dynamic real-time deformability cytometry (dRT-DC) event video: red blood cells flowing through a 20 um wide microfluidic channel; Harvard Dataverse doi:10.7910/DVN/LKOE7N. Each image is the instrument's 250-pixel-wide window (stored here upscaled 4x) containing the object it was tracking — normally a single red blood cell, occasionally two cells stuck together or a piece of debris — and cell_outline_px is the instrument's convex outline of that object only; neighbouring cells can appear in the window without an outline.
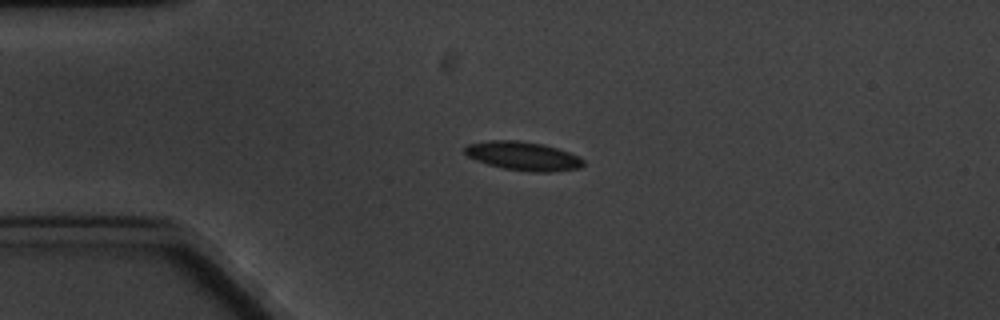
{"species": "common noctule bat (a hibernating species)", "species_latin": "Nyctalus noctula", "temperature_condition": "cold", "stored_images_in_passage": 5, "camera_frame_rate_fps": 3000, "um_per_image_px": 0.085, "animal": {"sex": "male", "body_mass_g": 20.1, "forearm_length_mm": 53.5}, "frame": {"image": 1, "passage_image": 3, "time_ms": 2.333, "image_size_px": [1000, 320], "cell_outline_px": [[584, 164], [580, 168], [548, 172], [532, 172], [504, 168], [488, 164], [476, 160], [468, 156], [464, 152], [464, 148], [468, 144], [492, 140], [520, 140], [544, 144], [580, 156], [584, 160]], "centroid_in_image_um": [44.48, 13.26], "position_along_channel_um": 40.5, "area_um2": 19.83}}